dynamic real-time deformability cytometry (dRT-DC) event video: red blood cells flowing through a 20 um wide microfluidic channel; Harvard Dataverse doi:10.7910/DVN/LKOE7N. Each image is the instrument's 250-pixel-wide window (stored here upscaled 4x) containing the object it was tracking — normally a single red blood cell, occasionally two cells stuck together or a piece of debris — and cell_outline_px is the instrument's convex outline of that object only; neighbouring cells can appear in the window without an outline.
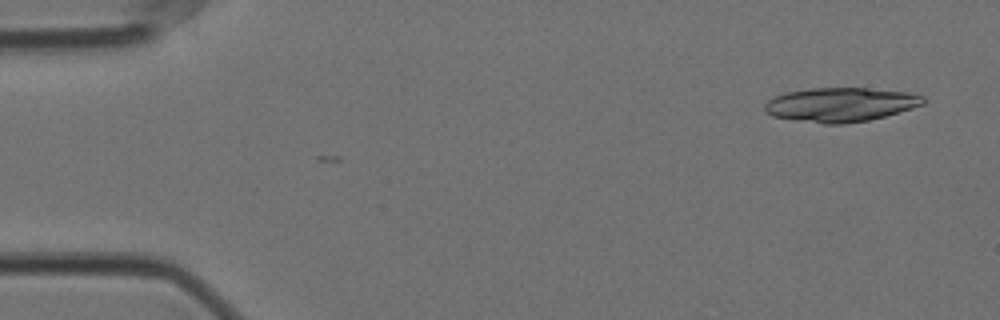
{"species": "Egyptian fruit bat (a non-hibernating species)", "species_latin": "Rousettus aegyptiacus", "temperature_condition": "cold", "stored_images_in_passage": 2, "camera_frame_rate_fps": 3000, "um_per_image_px": 0.085, "animal": {"sex": "female"}, "frame": {"image": 1, "passage_image": 2, "time_ms": 0.333, "image_size_px": [1000, 320], "cell_outline_px": [[924, 104], [912, 108], [884, 116], [868, 120], [844, 124], [824, 124], [772, 116], [764, 112], [764, 104], [768, 100], [776, 96], [788, 92], [812, 88], [864, 88], [908, 92], [924, 96]], "centroid_in_image_um": [71.44, 8.89], "position_along_channel_um": 13.6, "area_um2": 31.33}}